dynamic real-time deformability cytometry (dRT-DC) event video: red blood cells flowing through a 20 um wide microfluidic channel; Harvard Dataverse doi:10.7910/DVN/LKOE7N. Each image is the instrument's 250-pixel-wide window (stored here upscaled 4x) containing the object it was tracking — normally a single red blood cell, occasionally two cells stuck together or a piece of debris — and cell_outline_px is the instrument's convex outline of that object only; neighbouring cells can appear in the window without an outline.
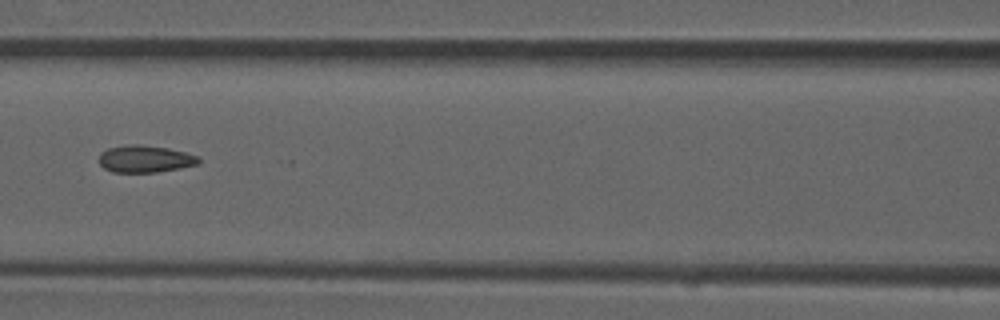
{"species": "common noctule bat (a hibernating species)", "species_latin": "Nyctalus noctula", "temperature_condition": "room temperature", "stored_images_in_passage": 7, "camera_frame_rate_fps": 3000, "um_per_image_px": 0.085, "animal": {"sex": "male", "forearm_length_mm": 52.5}, "frame": {"image": 1, "passage_image": 7, "time_ms": 2.0, "image_size_px": [1000, 320], "cell_outline_px": [[200, 164], [180, 168], [156, 172], [112, 172], [104, 168], [100, 164], [100, 152], [108, 148], [128, 144], [140, 144], [168, 148], [200, 156]], "centroid_in_image_um": [12.35, 13.5], "position_along_channel_um": 154.3, "area_um2": 15.84}}